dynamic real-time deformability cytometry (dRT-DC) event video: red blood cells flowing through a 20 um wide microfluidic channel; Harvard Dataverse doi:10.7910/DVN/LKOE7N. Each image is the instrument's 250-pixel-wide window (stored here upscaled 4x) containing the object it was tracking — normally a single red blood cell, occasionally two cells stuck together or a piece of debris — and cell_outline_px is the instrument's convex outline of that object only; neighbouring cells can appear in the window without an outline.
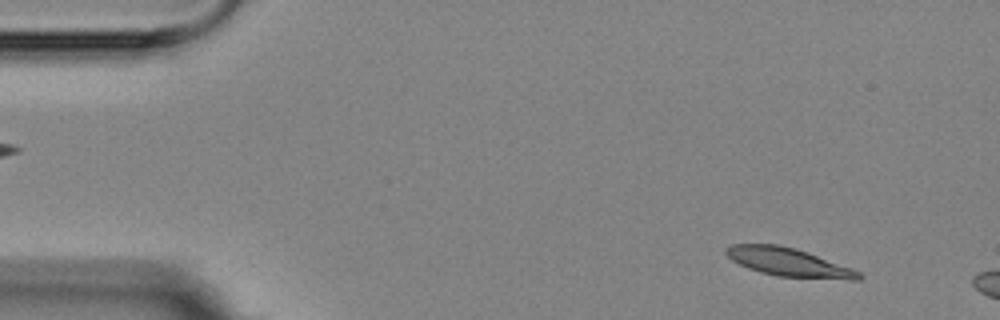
{"species": "Egyptian fruit bat (a non-hibernating species)", "species_latin": "Rousettus aegyptiacus", "temperature_condition": "room temperature", "stored_images_in_passage": 3, "camera_frame_rate_fps": 3000, "um_per_image_px": 0.085, "animal": {"sex": "female"}, "frame": {"image": 1, "passage_image": 1, "time_ms": 0.0, "image_size_px": [1000, 320], "cell_outline_px": [[864, 276], [860, 280], [852, 280], [776, 276], [760, 272], [748, 268], [732, 260], [724, 252], [724, 248], [732, 244], [780, 244], [796, 248], [808, 252], [852, 268], [860, 272]], "centroid_in_image_um": [67.05, 22.28], "position_along_channel_um": 18.0, "area_um2": 22.14}}